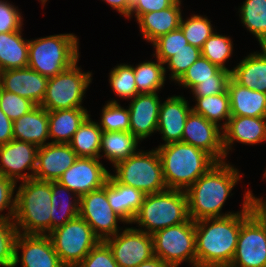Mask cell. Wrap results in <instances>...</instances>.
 Segmentation results:
<instances>
[{"label": "cell", "instance_id": "obj_45", "mask_svg": "<svg viewBox=\"0 0 266 267\" xmlns=\"http://www.w3.org/2000/svg\"><path fill=\"white\" fill-rule=\"evenodd\" d=\"M17 186L14 180L0 174V221L13 220Z\"/></svg>", "mask_w": 266, "mask_h": 267}, {"label": "cell", "instance_id": "obj_51", "mask_svg": "<svg viewBox=\"0 0 266 267\" xmlns=\"http://www.w3.org/2000/svg\"><path fill=\"white\" fill-rule=\"evenodd\" d=\"M106 4L110 5V7L119 13V15H123L122 17H127L130 14L131 2L130 0H102Z\"/></svg>", "mask_w": 266, "mask_h": 267}, {"label": "cell", "instance_id": "obj_40", "mask_svg": "<svg viewBox=\"0 0 266 267\" xmlns=\"http://www.w3.org/2000/svg\"><path fill=\"white\" fill-rule=\"evenodd\" d=\"M119 100L110 99L105 102V105L100 109V119L98 120L99 127L103 132L112 131H129L130 129V114L128 106H121Z\"/></svg>", "mask_w": 266, "mask_h": 267}, {"label": "cell", "instance_id": "obj_16", "mask_svg": "<svg viewBox=\"0 0 266 267\" xmlns=\"http://www.w3.org/2000/svg\"><path fill=\"white\" fill-rule=\"evenodd\" d=\"M182 142L204 150L217 162L226 161L222 129L193 110L187 117Z\"/></svg>", "mask_w": 266, "mask_h": 267}, {"label": "cell", "instance_id": "obj_42", "mask_svg": "<svg viewBox=\"0 0 266 267\" xmlns=\"http://www.w3.org/2000/svg\"><path fill=\"white\" fill-rule=\"evenodd\" d=\"M188 44L182 30L178 28L159 37L151 44L155 50L153 51L152 58L156 57L164 64L169 58L176 55V52L185 48Z\"/></svg>", "mask_w": 266, "mask_h": 267}, {"label": "cell", "instance_id": "obj_12", "mask_svg": "<svg viewBox=\"0 0 266 267\" xmlns=\"http://www.w3.org/2000/svg\"><path fill=\"white\" fill-rule=\"evenodd\" d=\"M79 216L91 226L94 234L101 241L114 236L123 229L122 226H118V222L127 225L126 221L109 205L106 184L80 197Z\"/></svg>", "mask_w": 266, "mask_h": 267}, {"label": "cell", "instance_id": "obj_1", "mask_svg": "<svg viewBox=\"0 0 266 267\" xmlns=\"http://www.w3.org/2000/svg\"><path fill=\"white\" fill-rule=\"evenodd\" d=\"M242 178L238 166L234 167L227 160L217 162L186 190L190 219L198 221L242 212L255 199L250 189L244 192L240 211L222 212L226 200L233 195L232 190Z\"/></svg>", "mask_w": 266, "mask_h": 267}, {"label": "cell", "instance_id": "obj_14", "mask_svg": "<svg viewBox=\"0 0 266 267\" xmlns=\"http://www.w3.org/2000/svg\"><path fill=\"white\" fill-rule=\"evenodd\" d=\"M110 174L100 159L78 157L57 182L81 197L102 188Z\"/></svg>", "mask_w": 266, "mask_h": 267}, {"label": "cell", "instance_id": "obj_18", "mask_svg": "<svg viewBox=\"0 0 266 267\" xmlns=\"http://www.w3.org/2000/svg\"><path fill=\"white\" fill-rule=\"evenodd\" d=\"M191 110L190 101L186 100L183 94L170 95L161 102L157 132L164 143L160 145L182 141L185 123Z\"/></svg>", "mask_w": 266, "mask_h": 267}, {"label": "cell", "instance_id": "obj_54", "mask_svg": "<svg viewBox=\"0 0 266 267\" xmlns=\"http://www.w3.org/2000/svg\"><path fill=\"white\" fill-rule=\"evenodd\" d=\"M40 1V4L42 5L43 8H45L44 6L46 5V3L48 2V0H38V2Z\"/></svg>", "mask_w": 266, "mask_h": 267}, {"label": "cell", "instance_id": "obj_23", "mask_svg": "<svg viewBox=\"0 0 266 267\" xmlns=\"http://www.w3.org/2000/svg\"><path fill=\"white\" fill-rule=\"evenodd\" d=\"M182 0L161 11L142 14L137 20L142 39L152 44L159 37L179 28L182 17Z\"/></svg>", "mask_w": 266, "mask_h": 267}, {"label": "cell", "instance_id": "obj_21", "mask_svg": "<svg viewBox=\"0 0 266 267\" xmlns=\"http://www.w3.org/2000/svg\"><path fill=\"white\" fill-rule=\"evenodd\" d=\"M48 78L32 70L30 67L9 69L0 72V87L11 93L41 105Z\"/></svg>", "mask_w": 266, "mask_h": 267}, {"label": "cell", "instance_id": "obj_47", "mask_svg": "<svg viewBox=\"0 0 266 267\" xmlns=\"http://www.w3.org/2000/svg\"><path fill=\"white\" fill-rule=\"evenodd\" d=\"M76 267H119L111 249L100 241Z\"/></svg>", "mask_w": 266, "mask_h": 267}, {"label": "cell", "instance_id": "obj_48", "mask_svg": "<svg viewBox=\"0 0 266 267\" xmlns=\"http://www.w3.org/2000/svg\"><path fill=\"white\" fill-rule=\"evenodd\" d=\"M230 78L231 76H214V80L202 81L189 93H192V97H206L226 92Z\"/></svg>", "mask_w": 266, "mask_h": 267}, {"label": "cell", "instance_id": "obj_2", "mask_svg": "<svg viewBox=\"0 0 266 267\" xmlns=\"http://www.w3.org/2000/svg\"><path fill=\"white\" fill-rule=\"evenodd\" d=\"M256 209L254 199L242 212L195 221L196 267H229L241 224Z\"/></svg>", "mask_w": 266, "mask_h": 267}, {"label": "cell", "instance_id": "obj_17", "mask_svg": "<svg viewBox=\"0 0 266 267\" xmlns=\"http://www.w3.org/2000/svg\"><path fill=\"white\" fill-rule=\"evenodd\" d=\"M14 253L13 267L19 263L21 267H65L54 250L48 235L18 233Z\"/></svg>", "mask_w": 266, "mask_h": 267}, {"label": "cell", "instance_id": "obj_55", "mask_svg": "<svg viewBox=\"0 0 266 267\" xmlns=\"http://www.w3.org/2000/svg\"><path fill=\"white\" fill-rule=\"evenodd\" d=\"M263 179L265 178V180H266V168H264V174H263Z\"/></svg>", "mask_w": 266, "mask_h": 267}, {"label": "cell", "instance_id": "obj_19", "mask_svg": "<svg viewBox=\"0 0 266 267\" xmlns=\"http://www.w3.org/2000/svg\"><path fill=\"white\" fill-rule=\"evenodd\" d=\"M77 158L69 144L49 143L38 147L34 179L56 182Z\"/></svg>", "mask_w": 266, "mask_h": 267}, {"label": "cell", "instance_id": "obj_11", "mask_svg": "<svg viewBox=\"0 0 266 267\" xmlns=\"http://www.w3.org/2000/svg\"><path fill=\"white\" fill-rule=\"evenodd\" d=\"M229 267H266V216L258 208L241 224Z\"/></svg>", "mask_w": 266, "mask_h": 267}, {"label": "cell", "instance_id": "obj_25", "mask_svg": "<svg viewBox=\"0 0 266 267\" xmlns=\"http://www.w3.org/2000/svg\"><path fill=\"white\" fill-rule=\"evenodd\" d=\"M12 129L14 140L32 143L37 147L50 143L48 111L40 105L15 120Z\"/></svg>", "mask_w": 266, "mask_h": 267}, {"label": "cell", "instance_id": "obj_31", "mask_svg": "<svg viewBox=\"0 0 266 267\" xmlns=\"http://www.w3.org/2000/svg\"><path fill=\"white\" fill-rule=\"evenodd\" d=\"M51 231L79 216L78 197L57 181L51 182Z\"/></svg>", "mask_w": 266, "mask_h": 267}, {"label": "cell", "instance_id": "obj_20", "mask_svg": "<svg viewBox=\"0 0 266 267\" xmlns=\"http://www.w3.org/2000/svg\"><path fill=\"white\" fill-rule=\"evenodd\" d=\"M159 92L138 94L128 104L130 114L129 131L139 140L157 133L160 100Z\"/></svg>", "mask_w": 266, "mask_h": 267}, {"label": "cell", "instance_id": "obj_44", "mask_svg": "<svg viewBox=\"0 0 266 267\" xmlns=\"http://www.w3.org/2000/svg\"><path fill=\"white\" fill-rule=\"evenodd\" d=\"M35 107L36 105L32 101L0 87V109L12 122L29 113Z\"/></svg>", "mask_w": 266, "mask_h": 267}, {"label": "cell", "instance_id": "obj_34", "mask_svg": "<svg viewBox=\"0 0 266 267\" xmlns=\"http://www.w3.org/2000/svg\"><path fill=\"white\" fill-rule=\"evenodd\" d=\"M239 18L244 28L266 47V0H245L238 8Z\"/></svg>", "mask_w": 266, "mask_h": 267}, {"label": "cell", "instance_id": "obj_35", "mask_svg": "<svg viewBox=\"0 0 266 267\" xmlns=\"http://www.w3.org/2000/svg\"><path fill=\"white\" fill-rule=\"evenodd\" d=\"M155 60H145L134 66L133 72L139 94L155 93L161 91L167 80L164 64L154 57Z\"/></svg>", "mask_w": 266, "mask_h": 267}, {"label": "cell", "instance_id": "obj_36", "mask_svg": "<svg viewBox=\"0 0 266 267\" xmlns=\"http://www.w3.org/2000/svg\"><path fill=\"white\" fill-rule=\"evenodd\" d=\"M233 46L232 37L217 33L216 30L203 44L201 56L220 69L232 72V68L227 67L226 63L228 64L234 54Z\"/></svg>", "mask_w": 266, "mask_h": 267}, {"label": "cell", "instance_id": "obj_9", "mask_svg": "<svg viewBox=\"0 0 266 267\" xmlns=\"http://www.w3.org/2000/svg\"><path fill=\"white\" fill-rule=\"evenodd\" d=\"M48 236L65 267H76L101 241L80 216L55 228Z\"/></svg>", "mask_w": 266, "mask_h": 267}, {"label": "cell", "instance_id": "obj_32", "mask_svg": "<svg viewBox=\"0 0 266 267\" xmlns=\"http://www.w3.org/2000/svg\"><path fill=\"white\" fill-rule=\"evenodd\" d=\"M102 133L98 122L92 120L90 114L74 133L69 145L77 157L99 159Z\"/></svg>", "mask_w": 266, "mask_h": 267}, {"label": "cell", "instance_id": "obj_43", "mask_svg": "<svg viewBox=\"0 0 266 267\" xmlns=\"http://www.w3.org/2000/svg\"><path fill=\"white\" fill-rule=\"evenodd\" d=\"M17 235L14 220L0 221V266L13 267Z\"/></svg>", "mask_w": 266, "mask_h": 267}, {"label": "cell", "instance_id": "obj_50", "mask_svg": "<svg viewBox=\"0 0 266 267\" xmlns=\"http://www.w3.org/2000/svg\"><path fill=\"white\" fill-rule=\"evenodd\" d=\"M13 122L0 109V145L13 140Z\"/></svg>", "mask_w": 266, "mask_h": 267}, {"label": "cell", "instance_id": "obj_38", "mask_svg": "<svg viewBox=\"0 0 266 267\" xmlns=\"http://www.w3.org/2000/svg\"><path fill=\"white\" fill-rule=\"evenodd\" d=\"M211 22L206 15L193 13L190 17H181L179 28L190 45L201 49L203 44L216 31Z\"/></svg>", "mask_w": 266, "mask_h": 267}, {"label": "cell", "instance_id": "obj_37", "mask_svg": "<svg viewBox=\"0 0 266 267\" xmlns=\"http://www.w3.org/2000/svg\"><path fill=\"white\" fill-rule=\"evenodd\" d=\"M214 76H231V72L220 69L201 56L187 69L175 85L190 91L202 81L214 80Z\"/></svg>", "mask_w": 266, "mask_h": 267}, {"label": "cell", "instance_id": "obj_6", "mask_svg": "<svg viewBox=\"0 0 266 267\" xmlns=\"http://www.w3.org/2000/svg\"><path fill=\"white\" fill-rule=\"evenodd\" d=\"M186 191L166 189L147 194L134 221L135 228L150 235L156 231L186 222L189 219Z\"/></svg>", "mask_w": 266, "mask_h": 267}, {"label": "cell", "instance_id": "obj_28", "mask_svg": "<svg viewBox=\"0 0 266 267\" xmlns=\"http://www.w3.org/2000/svg\"><path fill=\"white\" fill-rule=\"evenodd\" d=\"M89 112L87 108L48 111L49 142L69 144Z\"/></svg>", "mask_w": 266, "mask_h": 267}, {"label": "cell", "instance_id": "obj_29", "mask_svg": "<svg viewBox=\"0 0 266 267\" xmlns=\"http://www.w3.org/2000/svg\"><path fill=\"white\" fill-rule=\"evenodd\" d=\"M140 143L130 131L103 132L99 159L105 158L111 167H114L118 162L138 152Z\"/></svg>", "mask_w": 266, "mask_h": 267}, {"label": "cell", "instance_id": "obj_49", "mask_svg": "<svg viewBox=\"0 0 266 267\" xmlns=\"http://www.w3.org/2000/svg\"><path fill=\"white\" fill-rule=\"evenodd\" d=\"M177 0H136L130 9L128 20L134 18L137 20L142 14L161 11L171 7Z\"/></svg>", "mask_w": 266, "mask_h": 267}, {"label": "cell", "instance_id": "obj_24", "mask_svg": "<svg viewBox=\"0 0 266 267\" xmlns=\"http://www.w3.org/2000/svg\"><path fill=\"white\" fill-rule=\"evenodd\" d=\"M106 193L112 210L131 225L145 194L134 187L119 183L111 174L106 182Z\"/></svg>", "mask_w": 266, "mask_h": 267}, {"label": "cell", "instance_id": "obj_26", "mask_svg": "<svg viewBox=\"0 0 266 267\" xmlns=\"http://www.w3.org/2000/svg\"><path fill=\"white\" fill-rule=\"evenodd\" d=\"M231 77L241 86L266 93V47L240 59L232 68Z\"/></svg>", "mask_w": 266, "mask_h": 267}, {"label": "cell", "instance_id": "obj_5", "mask_svg": "<svg viewBox=\"0 0 266 267\" xmlns=\"http://www.w3.org/2000/svg\"><path fill=\"white\" fill-rule=\"evenodd\" d=\"M79 41L75 33L29 39L28 67L47 78L62 73L79 60Z\"/></svg>", "mask_w": 266, "mask_h": 267}, {"label": "cell", "instance_id": "obj_3", "mask_svg": "<svg viewBox=\"0 0 266 267\" xmlns=\"http://www.w3.org/2000/svg\"><path fill=\"white\" fill-rule=\"evenodd\" d=\"M163 177L168 189L186 191L217 161L204 150L185 142H175L156 147Z\"/></svg>", "mask_w": 266, "mask_h": 267}, {"label": "cell", "instance_id": "obj_53", "mask_svg": "<svg viewBox=\"0 0 266 267\" xmlns=\"http://www.w3.org/2000/svg\"><path fill=\"white\" fill-rule=\"evenodd\" d=\"M255 201L257 208L266 216V197L263 199V197H259L255 195Z\"/></svg>", "mask_w": 266, "mask_h": 267}, {"label": "cell", "instance_id": "obj_8", "mask_svg": "<svg viewBox=\"0 0 266 267\" xmlns=\"http://www.w3.org/2000/svg\"><path fill=\"white\" fill-rule=\"evenodd\" d=\"M79 61L62 73L48 78L41 107L47 111L86 108L82 104L92 83L93 74L92 71H83L81 65L78 66Z\"/></svg>", "mask_w": 266, "mask_h": 267}, {"label": "cell", "instance_id": "obj_30", "mask_svg": "<svg viewBox=\"0 0 266 267\" xmlns=\"http://www.w3.org/2000/svg\"><path fill=\"white\" fill-rule=\"evenodd\" d=\"M23 29L0 33V72L28 67L29 39L23 37Z\"/></svg>", "mask_w": 266, "mask_h": 267}, {"label": "cell", "instance_id": "obj_15", "mask_svg": "<svg viewBox=\"0 0 266 267\" xmlns=\"http://www.w3.org/2000/svg\"><path fill=\"white\" fill-rule=\"evenodd\" d=\"M37 150L38 147L32 143L14 139L0 145V174L16 183L33 179Z\"/></svg>", "mask_w": 266, "mask_h": 267}, {"label": "cell", "instance_id": "obj_52", "mask_svg": "<svg viewBox=\"0 0 266 267\" xmlns=\"http://www.w3.org/2000/svg\"><path fill=\"white\" fill-rule=\"evenodd\" d=\"M136 267H171L169 264L164 262L162 259H160L157 256H153L151 259L142 262Z\"/></svg>", "mask_w": 266, "mask_h": 267}, {"label": "cell", "instance_id": "obj_56", "mask_svg": "<svg viewBox=\"0 0 266 267\" xmlns=\"http://www.w3.org/2000/svg\"><path fill=\"white\" fill-rule=\"evenodd\" d=\"M136 0H130V2H131V6H132V4L135 2Z\"/></svg>", "mask_w": 266, "mask_h": 267}, {"label": "cell", "instance_id": "obj_22", "mask_svg": "<svg viewBox=\"0 0 266 267\" xmlns=\"http://www.w3.org/2000/svg\"><path fill=\"white\" fill-rule=\"evenodd\" d=\"M222 133L227 160L235 142L252 146L266 142V117L231 116Z\"/></svg>", "mask_w": 266, "mask_h": 267}, {"label": "cell", "instance_id": "obj_46", "mask_svg": "<svg viewBox=\"0 0 266 267\" xmlns=\"http://www.w3.org/2000/svg\"><path fill=\"white\" fill-rule=\"evenodd\" d=\"M21 9L8 0H0V33L15 32L24 27Z\"/></svg>", "mask_w": 266, "mask_h": 267}, {"label": "cell", "instance_id": "obj_41", "mask_svg": "<svg viewBox=\"0 0 266 267\" xmlns=\"http://www.w3.org/2000/svg\"><path fill=\"white\" fill-rule=\"evenodd\" d=\"M201 57V49L190 44L186 45L185 48L176 52V55L169 58L165 63V74L170 82L176 83L187 69ZM168 69V70H167ZM170 72L169 74H167Z\"/></svg>", "mask_w": 266, "mask_h": 267}, {"label": "cell", "instance_id": "obj_27", "mask_svg": "<svg viewBox=\"0 0 266 267\" xmlns=\"http://www.w3.org/2000/svg\"><path fill=\"white\" fill-rule=\"evenodd\" d=\"M227 91L231 116L266 117V93L241 86L232 77Z\"/></svg>", "mask_w": 266, "mask_h": 267}, {"label": "cell", "instance_id": "obj_33", "mask_svg": "<svg viewBox=\"0 0 266 267\" xmlns=\"http://www.w3.org/2000/svg\"><path fill=\"white\" fill-rule=\"evenodd\" d=\"M195 104L192 110L216 124L222 130L231 117V107L228 91L206 97H193Z\"/></svg>", "mask_w": 266, "mask_h": 267}, {"label": "cell", "instance_id": "obj_10", "mask_svg": "<svg viewBox=\"0 0 266 267\" xmlns=\"http://www.w3.org/2000/svg\"><path fill=\"white\" fill-rule=\"evenodd\" d=\"M154 256L171 267L189 263L196 267L195 221L190 218L181 224L169 226L151 235Z\"/></svg>", "mask_w": 266, "mask_h": 267}, {"label": "cell", "instance_id": "obj_4", "mask_svg": "<svg viewBox=\"0 0 266 267\" xmlns=\"http://www.w3.org/2000/svg\"><path fill=\"white\" fill-rule=\"evenodd\" d=\"M19 184L13 217L18 233L48 235L51 232V182L33 178Z\"/></svg>", "mask_w": 266, "mask_h": 267}, {"label": "cell", "instance_id": "obj_39", "mask_svg": "<svg viewBox=\"0 0 266 267\" xmlns=\"http://www.w3.org/2000/svg\"><path fill=\"white\" fill-rule=\"evenodd\" d=\"M108 82L111 90L119 98L123 100H131L138 95L133 65L128 63H120L110 69Z\"/></svg>", "mask_w": 266, "mask_h": 267}, {"label": "cell", "instance_id": "obj_13", "mask_svg": "<svg viewBox=\"0 0 266 267\" xmlns=\"http://www.w3.org/2000/svg\"><path fill=\"white\" fill-rule=\"evenodd\" d=\"M119 267H136L154 256L152 236L135 226L124 228L104 240Z\"/></svg>", "mask_w": 266, "mask_h": 267}, {"label": "cell", "instance_id": "obj_7", "mask_svg": "<svg viewBox=\"0 0 266 267\" xmlns=\"http://www.w3.org/2000/svg\"><path fill=\"white\" fill-rule=\"evenodd\" d=\"M111 175L121 184L134 187L145 195L159 193L167 188L162 164L157 149H141L125 160L118 162Z\"/></svg>", "mask_w": 266, "mask_h": 267}]
</instances>
